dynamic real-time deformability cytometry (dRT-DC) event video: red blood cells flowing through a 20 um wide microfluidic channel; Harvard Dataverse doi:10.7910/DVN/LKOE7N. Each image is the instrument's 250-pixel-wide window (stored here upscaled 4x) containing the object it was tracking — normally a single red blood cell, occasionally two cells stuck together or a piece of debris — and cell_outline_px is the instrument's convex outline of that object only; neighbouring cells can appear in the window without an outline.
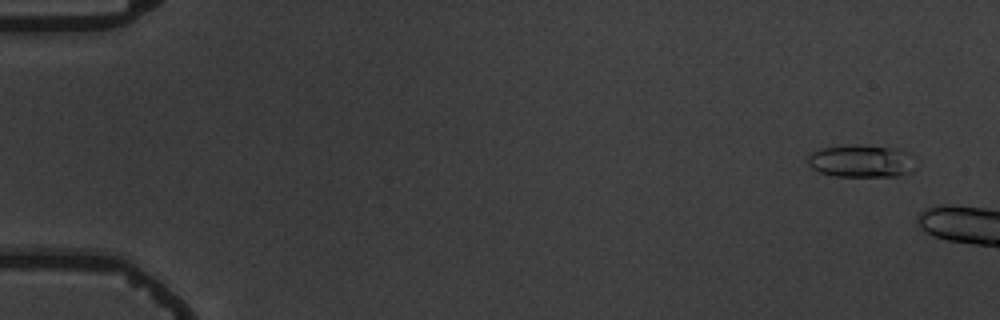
{"species": "common noctule bat (a hibernating species)", "species_latin": "Nyctalus noctula", "temperature_condition": "warm", "stored_images_in_passage": 4, "camera_frame_rate_fps": 3000, "um_per_image_px": 0.085, "animal": {"sex": "male", "body_mass_g": 19.5, "forearm_length_mm": 54.6}, "frame": {"image": 1, "passage_image": 1, "time_ms": 0.0, "image_size_px": [1000, 320], "cell_outline_px": [[916, 168], [912, 172], [896, 176], [836, 176], [820, 172], [812, 168], [808, 164], [808, 156], [812, 152], [820, 148], [856, 144], [860, 144], [900, 148], [912, 152]], "centroid_in_image_um": [73.29, 13.67], "position_along_channel_um": 11.7, "area_um2": 20.98}}